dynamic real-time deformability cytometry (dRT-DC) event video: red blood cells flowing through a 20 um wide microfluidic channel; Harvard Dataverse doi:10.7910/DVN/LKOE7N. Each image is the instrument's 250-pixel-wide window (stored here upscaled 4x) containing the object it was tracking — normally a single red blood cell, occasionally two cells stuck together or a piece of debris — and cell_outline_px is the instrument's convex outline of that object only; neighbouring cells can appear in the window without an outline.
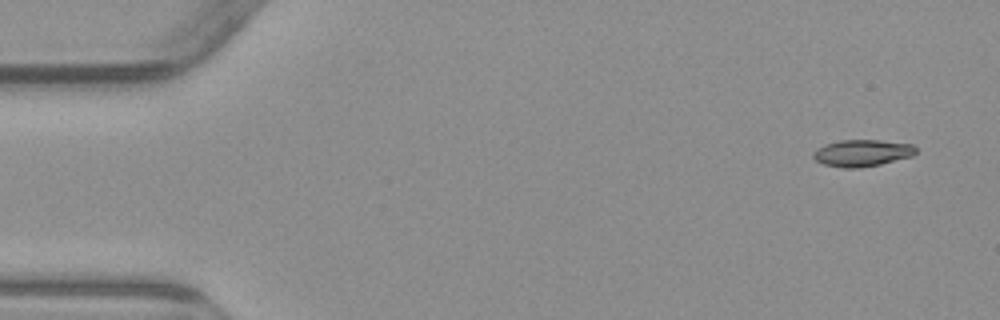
{"species": "common noctule bat (a hibernating species)", "species_latin": "Nyctalus noctula", "temperature_condition": "warm", "stored_images_in_passage": 6, "segment_of_instrument_passage": [2, 2], "camera_frame_rate_fps": 3000, "um_per_image_px": 0.085, "animal": {"sex": "male", "body_mass_g": 23.1, "forearm_length_mm": 52.7}, "frame": {"image": 1, "passage_image": 6, "time_ms": 6.0, "image_size_px": [1000, 320], "cell_outline_px": [[916, 152], [912, 156], [880, 164], [860, 168], [844, 168], [824, 164], [816, 160], [812, 156], [812, 152], [816, 148], [824, 144], [840, 140], [880, 140], [912, 144], [916, 148]], "centroid_in_image_um": [73.25, 13.0], "position_along_channel_um": 11.7, "area_um2": 16.07}}